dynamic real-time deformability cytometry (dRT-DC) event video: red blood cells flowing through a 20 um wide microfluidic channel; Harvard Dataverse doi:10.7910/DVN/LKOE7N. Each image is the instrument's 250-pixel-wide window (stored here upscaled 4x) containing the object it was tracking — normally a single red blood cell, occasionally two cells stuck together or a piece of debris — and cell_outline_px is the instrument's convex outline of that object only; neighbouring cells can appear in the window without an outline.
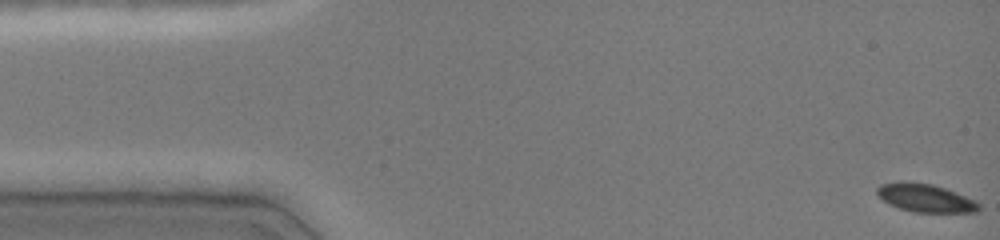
{"species": "common noctule bat (a hibernating species)", "species_latin": "Nyctalus noctula", "temperature_condition": "cold", "stored_images_in_passage": 48, "camera_frame_rate_fps": 3000, "um_per_image_px": 0.085, "animal": {"sex": "female", "body_mass_g": 19.0, "forearm_length_mm": 51.5}, "frame": {"image": 1, "passage_image": 1, "time_ms": 0.0, "image_size_px": [1000, 240], "cell_outline_px": [[980, 208], [976, 212], [912, 212], [888, 204], [876, 192], [876, 188], [880, 184], [904, 180], [932, 184], [956, 192], [976, 200], [980, 204]], "centroid_in_image_um": [78.65, 16.81], "position_along_channel_um": 6.4, "area_um2": 16.82}}
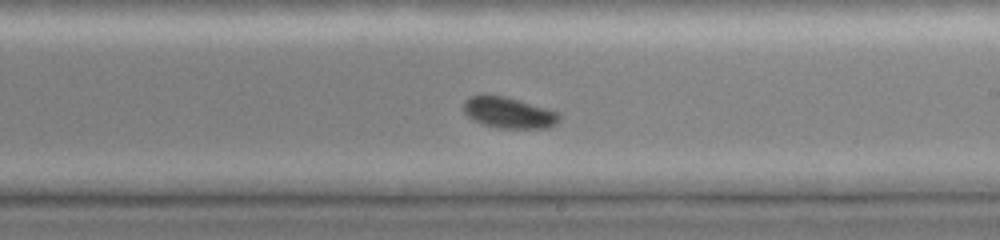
{"frame": {"image": 2, "passage_image": 28, "time_ms": 9.0, "image_size_px": [1000, 240], "cell_outline_px": [[560, 116], [556, 124], [548, 128], [500, 128], [484, 124], [472, 120], [464, 112], [464, 100], [472, 96], [484, 92], [504, 96], [520, 100], [560, 112]], "centroid_in_image_um": [43.23, 9.55], "position_along_channel_um": 245.8, "area_um2": 17.63}}
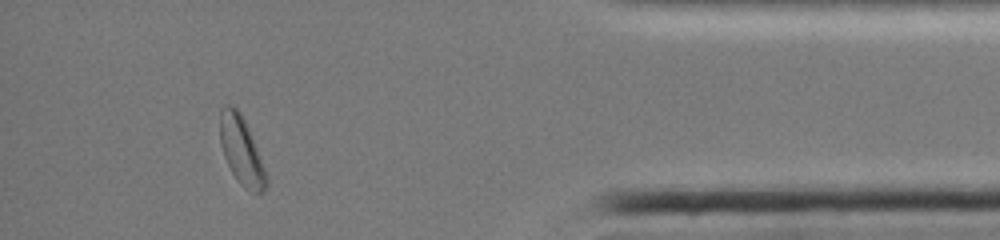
{"frame": {"image": 3, "passage_image": 43, "time_ms": 14.0, "image_size_px": [1000, 240], "cell_outline_px": [[268, 184], [264, 192], [252, 192], [244, 188], [240, 184], [232, 172], [224, 156], [220, 144], [220, 108], [224, 104], [228, 104], [236, 108], [240, 112], [248, 128], [268, 176]], "centroid_in_image_um": [20.52, 12.81], "position_along_channel_um": 414.7, "area_um2": 18.26}, "authors_computed_cell_mechanics": {"area_um2": 17.7157, "velocity_mm_per_s": 4.024, "shape_relaxation_time_tau1_ms": 3.3, "shape_relaxation_time_tau2_ms": null, "deformation_change_tau1": 0.0804, "deformation_change_tau2": null}}